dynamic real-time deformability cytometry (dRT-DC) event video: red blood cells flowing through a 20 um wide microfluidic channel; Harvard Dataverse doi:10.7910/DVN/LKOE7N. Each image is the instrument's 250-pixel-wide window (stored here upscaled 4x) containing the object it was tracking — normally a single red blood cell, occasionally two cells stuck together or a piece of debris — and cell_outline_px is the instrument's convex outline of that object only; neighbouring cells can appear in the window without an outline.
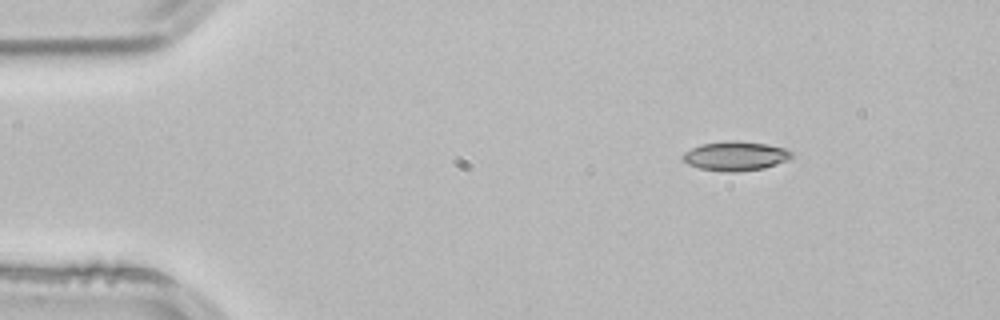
{"species": "common noctule bat (a hibernating species)", "species_latin": "Nyctalus noctula", "temperature_condition": "room temperature", "stored_images_in_passage": 4, "segment_of_instrument_passage": [2, 2], "camera_frame_rate_fps": 3000, "um_per_image_px": 0.085, "animal": {"sex": "male", "body_mass_g": 21.5, "forearm_length_mm": 52.0}, "frame": {"image": 1, "passage_image": 4, "time_ms": 1.0, "image_size_px": [1000, 320], "cell_outline_px": [[792, 156], [788, 160], [764, 168], [736, 172], [728, 172], [700, 168], [688, 164], [680, 156], [684, 152], [700, 144], [728, 140], [736, 140], [768, 144], [784, 148], [792, 152]], "centroid_in_image_um": [62.5, 13.25], "position_along_channel_um": 22.5, "area_um2": 18.61}}